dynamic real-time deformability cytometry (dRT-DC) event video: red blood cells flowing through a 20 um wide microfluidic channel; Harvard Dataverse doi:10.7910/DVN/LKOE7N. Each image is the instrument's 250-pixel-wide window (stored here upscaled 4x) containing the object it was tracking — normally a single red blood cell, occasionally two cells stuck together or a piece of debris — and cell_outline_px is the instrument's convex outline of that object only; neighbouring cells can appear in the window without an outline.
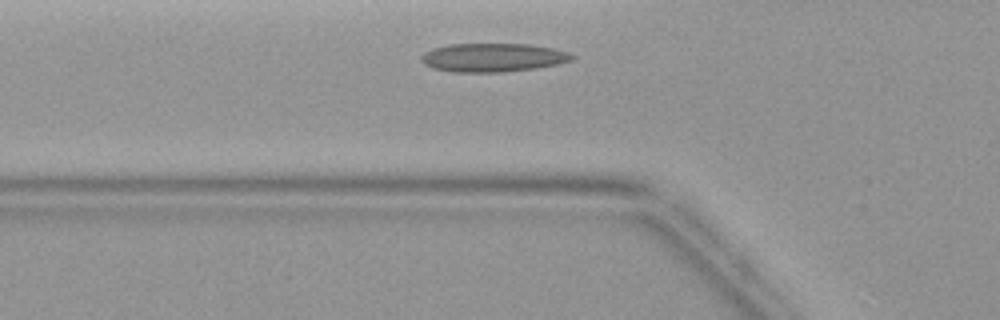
{"species": "common noctule bat (a hibernating species)", "species_latin": "Nyctalus noctula", "temperature_condition": "warm", "stored_images_in_passage": 3, "segment_of_instrument_passage": [2, 2], "camera_frame_rate_fps": 3000, "um_per_image_px": 0.085, "animal": {"sex": "female", "body_mass_g": 19.9}, "frame": {"image": 1, "passage_image": 3, "time_ms": 2.667, "image_size_px": [1000, 320], "cell_outline_px": [[576, 56], [572, 60], [556, 64], [536, 68], [500, 72], [456, 72], [432, 68], [424, 64], [420, 60], [420, 56], [424, 52], [432, 48], [452, 44], [528, 44], [552, 48], [568, 52]], "centroid_in_image_um": [41.87, 4.89], "position_along_channel_um": 83.9, "area_um2": 25.09}}